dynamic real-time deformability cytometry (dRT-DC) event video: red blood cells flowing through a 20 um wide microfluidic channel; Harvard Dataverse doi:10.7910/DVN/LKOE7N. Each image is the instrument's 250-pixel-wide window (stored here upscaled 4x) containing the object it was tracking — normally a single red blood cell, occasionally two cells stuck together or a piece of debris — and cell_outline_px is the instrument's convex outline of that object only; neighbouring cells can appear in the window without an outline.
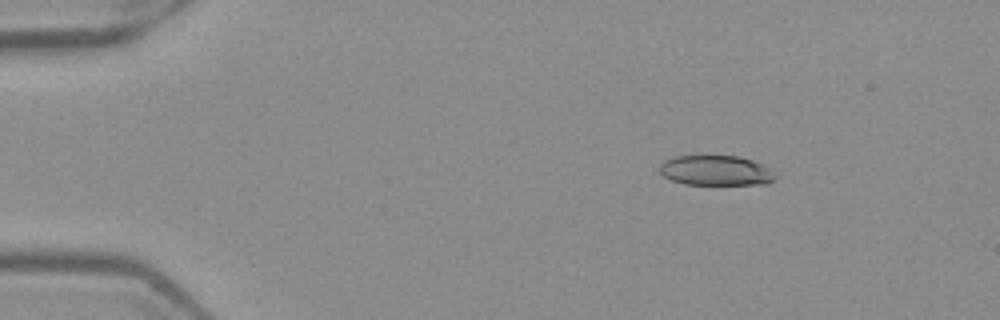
{"species": "Egyptian fruit bat (a non-hibernating species)", "species_latin": "Rousettus aegyptiacus", "temperature_condition": "warm", "stored_images_in_passage": 45, "camera_frame_rate_fps": 3000, "um_per_image_px": 0.085, "frame": {"image": 1, "passage_image": 1, "time_ms": 0.0, "image_size_px": [1000, 320], "cell_outline_px": [[776, 176], [768, 184], [684, 184], [672, 180], [664, 176], [660, 172], [660, 164], [664, 160], [676, 156], [740, 156], [764, 164], [772, 168]], "centroid_in_image_um": [60.88, 14.49], "position_along_channel_um": 24.1, "area_um2": 20.35}}
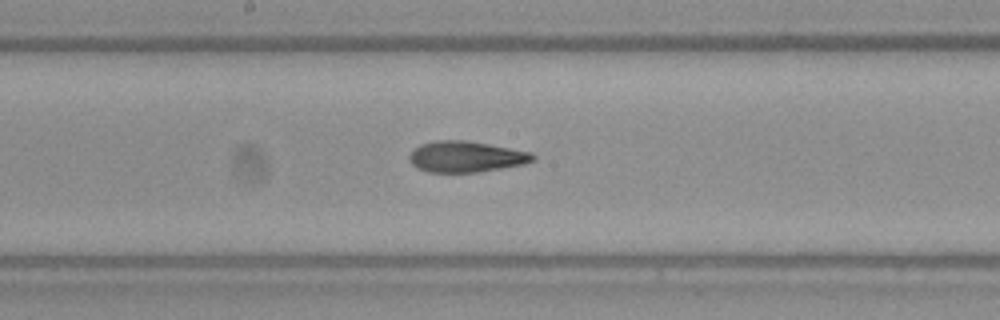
{"frame": {"image": 2, "passage_image": 21, "time_ms": 6.667, "image_size_px": [1000, 320], "cell_outline_px": [[536, 160], [524, 164], [476, 172], [428, 172], [416, 168], [412, 164], [408, 156], [420, 144], [436, 140], [464, 140], [488, 144], [532, 152], [536, 156]], "centroid_in_image_um": [39.62, 13.32], "position_along_channel_um": 208.6, "area_um2": 22.25}}
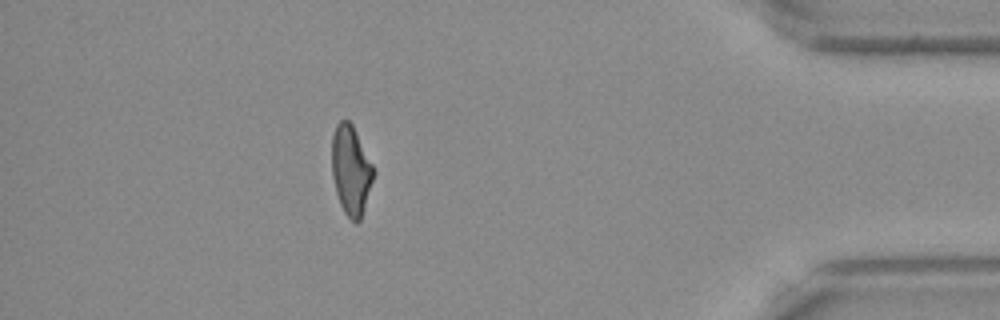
{"frame": {"image": 3, "passage_image": 39, "time_ms": 12.667, "image_size_px": [1000, 320], "cell_outline_px": [[376, 172], [360, 220], [356, 224], [344, 212], [340, 204], [336, 192], [332, 176], [332, 136], [336, 124], [340, 120], [348, 120], [352, 124]], "centroid_in_image_um": [29.83, 14.47], "position_along_channel_um": 405.4, "area_um2": 21.62}, "authors_computed_cell_mechanics": {"area_um2": 22.253, "velocity_mm_per_s": 4.0088, "shape_relaxation_time_tau1_ms": 5.6565, "shape_relaxation_time_tau2_ms": 1.7347, "deformation_change_tau1": 0.1865, "deformation_change_tau2": 0.096}}